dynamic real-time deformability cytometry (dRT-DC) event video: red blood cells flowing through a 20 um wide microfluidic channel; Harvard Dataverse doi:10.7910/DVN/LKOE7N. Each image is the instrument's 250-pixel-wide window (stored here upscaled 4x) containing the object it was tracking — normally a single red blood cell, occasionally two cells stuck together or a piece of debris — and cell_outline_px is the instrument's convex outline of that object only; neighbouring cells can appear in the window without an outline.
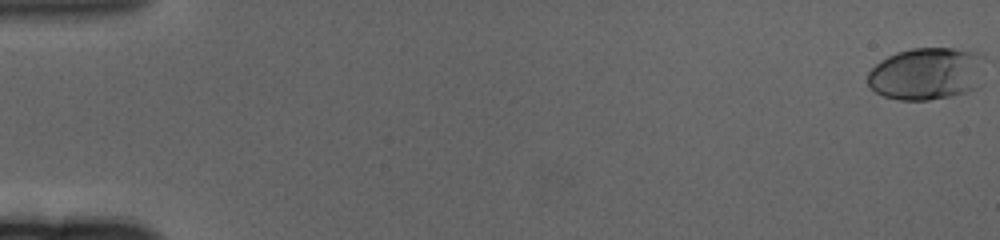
{"species": "human", "species_latin": "Homo sapiens", "temperature_condition": "cold", "stored_images_in_passage": 63, "camera_frame_rate_fps": 3000, "um_per_image_px": 0.085, "donor": {"sex": "female"}, "frame": {"image": 1, "passage_image": 1, "time_ms": 0.0, "image_size_px": [1000, 240], "cell_outline_px": [[984, 56], [976, 88], [964, 92], [948, 96], [928, 100], [900, 100], [884, 96], [876, 92], [868, 84], [868, 72], [876, 64], [888, 56], [896, 52], [912, 48], [952, 48], [980, 52]], "centroid_in_image_um": [78.73, 6.24], "position_along_channel_um": 6.3, "area_um2": 35.49}}
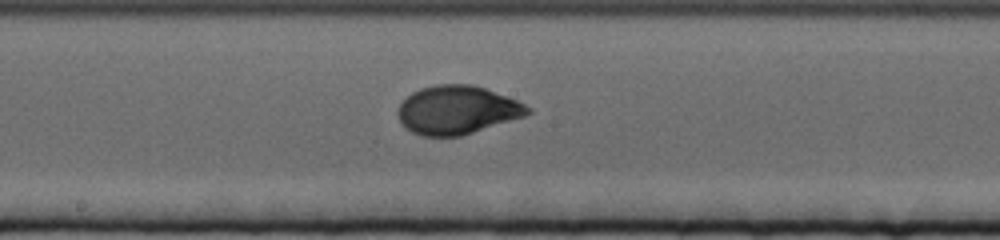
{"frame": {"image": 2, "passage_image": 35, "time_ms": 11.333, "image_size_px": [1000, 240], "cell_outline_px": [[532, 112], [524, 116], [460, 136], [420, 136], [404, 128], [396, 112], [400, 104], [412, 92], [420, 88], [436, 84], [472, 84], [484, 88], [516, 100], [532, 108]], "centroid_in_image_um": [38.82, 9.35], "position_along_channel_um": 209.4, "area_um2": 36.53}}
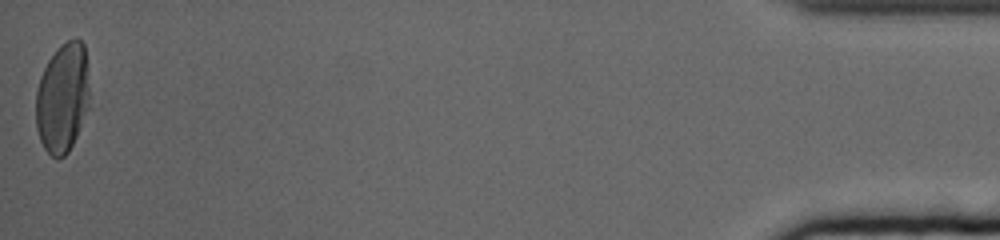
{"frame": {"image": 3, "passage_image": 63, "time_ms": 20.667, "image_size_px": [1000, 240], "cell_outline_px": [[88, 108], [76, 136], [68, 152], [64, 156], [56, 160], [44, 148], [40, 140], [36, 128], [36, 92], [40, 76], [48, 60], [60, 44], [68, 40], [80, 40], [84, 44], [88, 88]], "centroid_in_image_um": [5.29, 8.34], "position_along_channel_um": 429.9, "area_um2": 33.99}, "authors_computed_cell_mechanics": {"area_um2": 34.9112, "velocity_mm_per_s": 3.299, "shape_relaxation_time_tau1_ms": 4.2756, "shape_relaxation_time_tau2_ms": null, "deformation_change_tau1": 0.1825, "deformation_change_tau2": null}}